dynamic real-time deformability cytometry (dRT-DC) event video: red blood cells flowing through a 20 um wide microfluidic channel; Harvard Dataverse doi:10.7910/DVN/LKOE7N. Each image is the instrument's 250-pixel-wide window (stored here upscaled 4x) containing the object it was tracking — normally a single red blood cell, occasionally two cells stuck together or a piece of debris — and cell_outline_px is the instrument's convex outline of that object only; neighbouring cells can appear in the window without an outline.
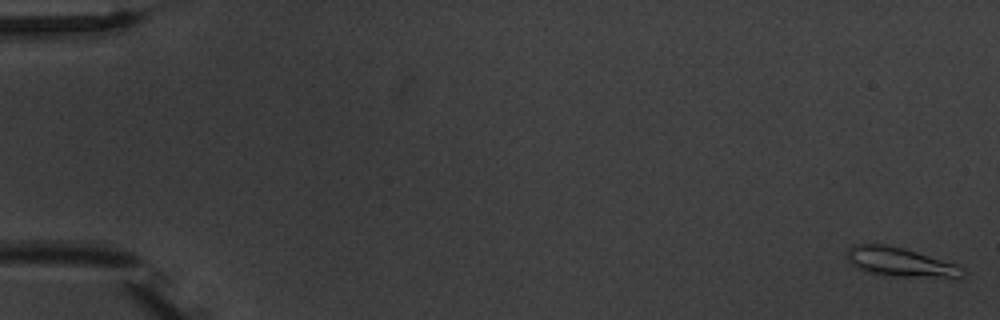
{"species": "common noctule bat (a hibernating species)", "species_latin": "Nyctalus noctula", "temperature_condition": "warm", "stored_images_in_passage": 7, "camera_frame_rate_fps": 3000, "um_per_image_px": 0.085, "animal": {"sex": "male", "body_mass_g": 20.1, "forearm_length_mm": 53.5}, "frame": {"image": 1, "passage_image": 1, "time_ms": 0.0, "image_size_px": [1000, 320], "cell_outline_px": [[964, 272], [960, 280], [952, 280], [892, 276], [868, 272], [852, 264], [848, 260], [848, 248], [852, 244], [888, 244], [904, 248], [956, 264], [964, 268]], "centroid_in_image_um": [76.64, 22.32], "position_along_channel_um": 8.4, "area_um2": 20.17}}
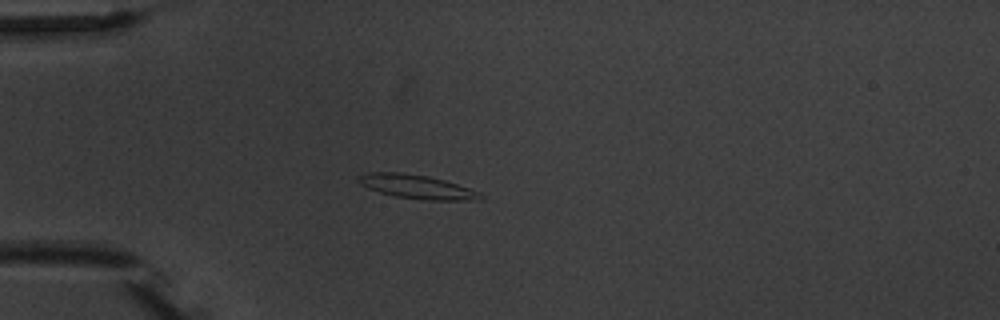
{"frame": {"image": 2, "passage_image": 5, "time_ms": 5.0, "image_size_px": [1000, 320], "cell_outline_px": [[484, 196], [480, 200], [420, 200], [396, 196], [380, 192], [368, 188], [360, 184], [356, 180], [356, 176], [368, 172], [400, 172], [428, 176], [444, 180], [480, 192]], "centroid_in_image_um": [35.4, 15.87], "position_along_channel_um": 49.6, "area_um2": 17.05}}
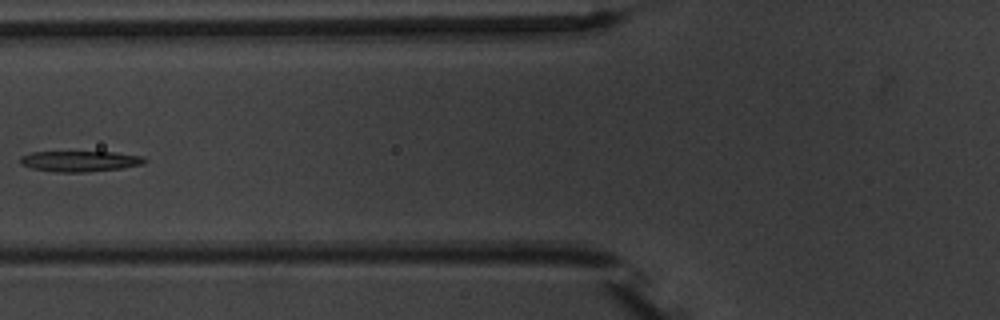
{"frame": {"image": 3, "passage_image": 7, "time_ms": 7.333, "image_size_px": [1000, 320], "cell_outline_px": [[148, 160], [144, 164], [120, 168], [84, 172], [56, 172], [32, 168], [20, 164], [20, 156], [32, 152], [116, 152], [144, 156]], "centroid_in_image_um": [6.82, 13.69], "position_along_channel_um": 119.0, "area_um2": 15.03}}